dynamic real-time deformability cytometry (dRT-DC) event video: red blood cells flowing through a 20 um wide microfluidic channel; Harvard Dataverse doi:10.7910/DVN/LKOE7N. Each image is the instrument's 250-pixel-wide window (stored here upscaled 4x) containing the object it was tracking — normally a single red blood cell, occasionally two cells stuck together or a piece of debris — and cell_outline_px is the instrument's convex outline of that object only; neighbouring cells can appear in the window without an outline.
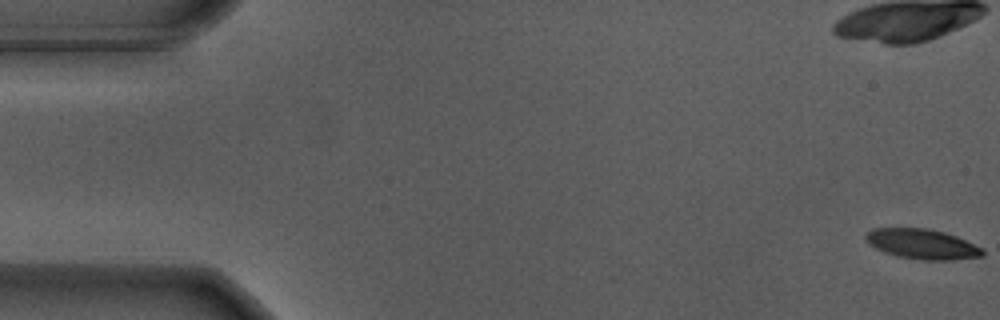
{"species": "Egyptian fruit bat (a non-hibernating species)", "species_latin": "Rousettus aegyptiacus", "temperature_condition": "warm", "stored_images_in_passage": 14, "camera_frame_rate_fps": 3000, "um_per_image_px": 0.085, "animal": {"sex": "male"}, "frame": {"image": 1, "passage_image": 1, "time_ms": 0.0, "image_size_px": [1000, 320], "cell_outline_px": [[984, 256], [952, 260], [924, 260], [900, 256], [884, 252], [876, 248], [864, 236], [872, 228], [928, 228], [944, 232], [956, 236], [980, 248], [984, 252]], "centroid_in_image_um": [78.39, 20.74], "position_along_channel_um": 6.6, "area_um2": 20.06}}